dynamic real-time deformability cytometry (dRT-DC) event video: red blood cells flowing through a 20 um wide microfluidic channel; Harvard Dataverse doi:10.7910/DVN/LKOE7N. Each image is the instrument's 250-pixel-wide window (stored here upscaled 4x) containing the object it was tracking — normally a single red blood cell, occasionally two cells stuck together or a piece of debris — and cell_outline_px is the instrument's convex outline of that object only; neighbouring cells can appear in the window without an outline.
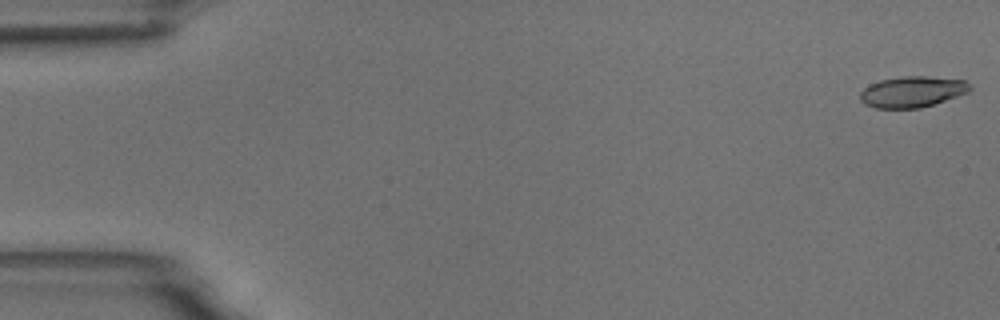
{"species": "common noctule bat (a hibernating species)", "species_latin": "Nyctalus noctula", "temperature_condition": "room temperature", "stored_images_in_passage": 5, "camera_frame_rate_fps": 3000, "um_per_image_px": 0.085, "animal": {"sex": "male", "body_mass_g": 18.8}, "frame": {"image": 1, "passage_image": 1, "time_ms": 0.0, "image_size_px": [1000, 320], "cell_outline_px": [[972, 88], [968, 92], [920, 108], [876, 108], [864, 104], [860, 100], [860, 92], [868, 84], [880, 80], [900, 76], [924, 76], [964, 80], [972, 84]], "centroid_in_image_um": [77.51, 7.79], "position_along_channel_um": 7.5, "area_um2": 19.83}}
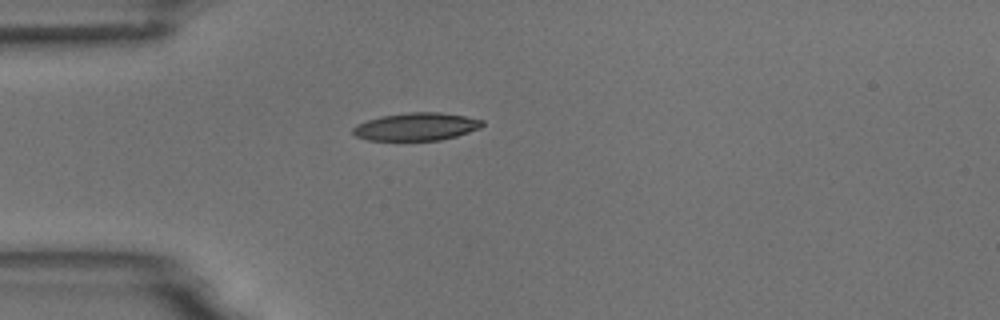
{"frame": {"image": 2, "passage_image": 5, "time_ms": 4.667, "image_size_px": [1000, 320], "cell_outline_px": [[484, 124], [480, 128], [456, 136], [440, 140], [368, 140], [356, 136], [352, 132], [352, 128], [356, 124], [380, 116], [408, 112], [440, 112], [464, 116], [484, 120]], "centroid_in_image_um": [35.38, 10.76], "position_along_channel_um": 49.6, "area_um2": 20.92}}